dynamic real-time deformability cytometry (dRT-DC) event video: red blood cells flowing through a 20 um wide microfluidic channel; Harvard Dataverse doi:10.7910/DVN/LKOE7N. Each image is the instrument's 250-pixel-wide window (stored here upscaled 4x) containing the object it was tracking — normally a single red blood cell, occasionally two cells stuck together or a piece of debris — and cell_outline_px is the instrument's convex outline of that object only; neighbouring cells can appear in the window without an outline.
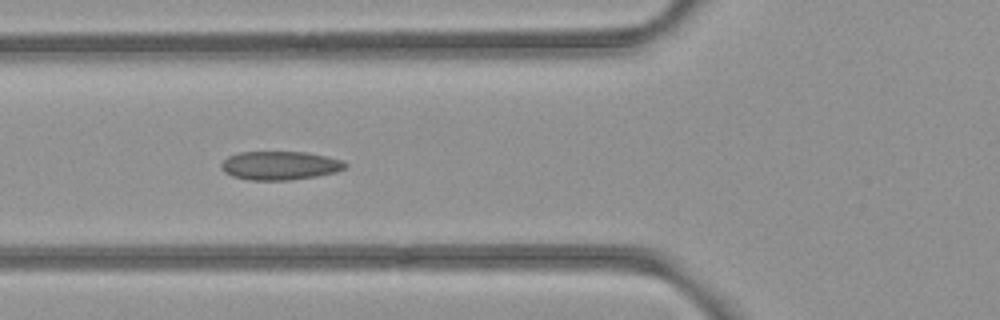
{"species": "common noctule bat (a hibernating species)", "species_latin": "Nyctalus noctula", "temperature_condition": "room temperature", "stored_images_in_passage": 8, "camera_frame_rate_fps": 3000, "um_per_image_px": 0.085, "animal": {"sex": "female", "body_mass_g": 21.9}, "frame": {"image": 1, "passage_image": 6, "time_ms": 1.667, "image_size_px": [1000, 320], "cell_outline_px": [[348, 168], [336, 172], [316, 176], [288, 180], [248, 180], [232, 176], [224, 172], [220, 168], [220, 164], [228, 156], [236, 152], [304, 152], [344, 160], [348, 164]], "centroid_in_image_um": [23.79, 14.07], "position_along_channel_um": 102.0, "area_um2": 20.87}}
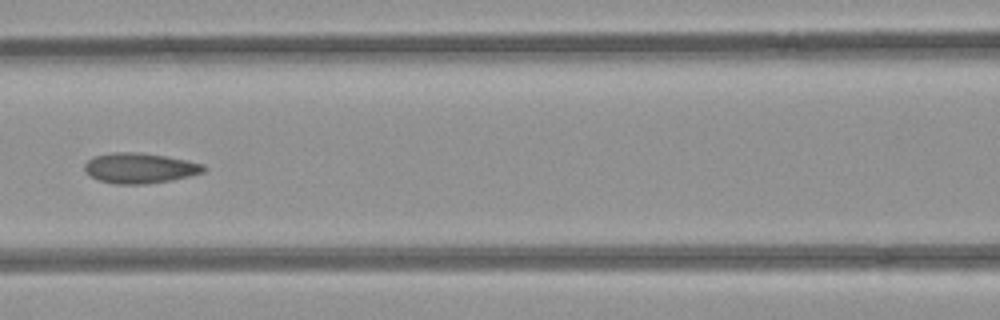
{"frame": {"image": 2, "passage_image": 7, "time_ms": 2.0, "image_size_px": [1000, 320], "cell_outline_px": [[208, 168], [204, 172], [172, 180], [148, 184], [116, 184], [100, 180], [92, 176], [84, 168], [84, 164], [92, 156], [112, 152], [140, 152], [188, 160], [204, 164]], "centroid_in_image_um": [11.91, 14.28], "position_along_channel_um": 154.7, "area_um2": 21.1}}
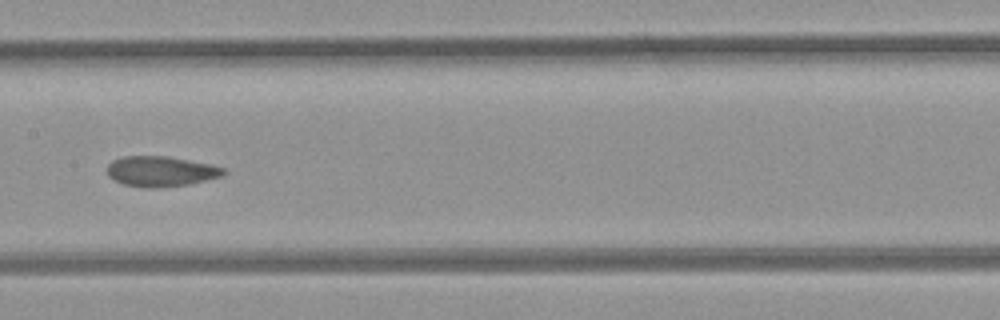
{"frame": {"image": 3, "passage_image": 8, "time_ms": 2.333, "image_size_px": [1000, 320], "cell_outline_px": [[228, 172], [224, 176], [188, 184], [156, 188], [144, 188], [124, 184], [108, 176], [108, 164], [112, 160], [124, 156], [168, 156], [212, 164], [224, 168]], "centroid_in_image_um": [13.71, 14.56], "position_along_channel_um": 193.7, "area_um2": 20.69}}